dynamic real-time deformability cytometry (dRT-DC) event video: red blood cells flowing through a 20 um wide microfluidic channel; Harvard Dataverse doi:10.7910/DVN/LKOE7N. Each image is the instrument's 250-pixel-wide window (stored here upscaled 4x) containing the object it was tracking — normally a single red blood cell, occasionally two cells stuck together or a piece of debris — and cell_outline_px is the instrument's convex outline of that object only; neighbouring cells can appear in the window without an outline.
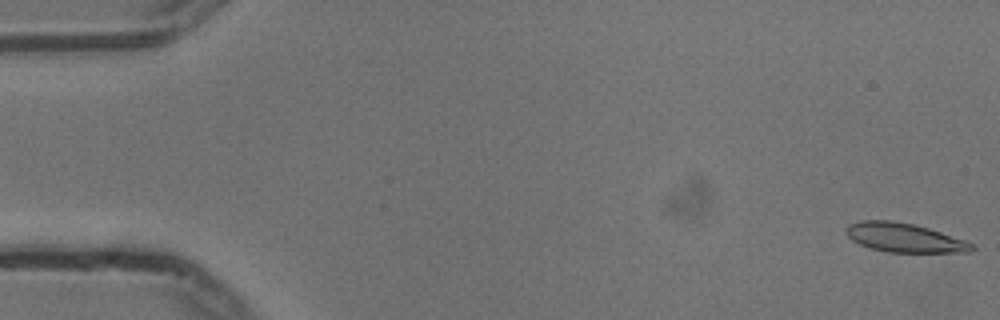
{"species": "common noctule bat (a hibernating species)", "species_latin": "Nyctalus noctula", "temperature_condition": "cold", "stored_images_in_passage": 8, "camera_frame_rate_fps": 3000, "um_per_image_px": 0.085, "animal": {"sex": "male", "body_mass_g": 13.3}, "frame": {"image": 1, "passage_image": 1, "time_ms": 0.0, "image_size_px": [1000, 320], "cell_outline_px": [[976, 248], [972, 252], [888, 252], [872, 248], [860, 244], [852, 240], [844, 232], [844, 228], [848, 224], [860, 220], [892, 220], [912, 224], [928, 228], [964, 240], [972, 244]], "centroid_in_image_um": [76.82, 20.19], "position_along_channel_um": 8.2, "area_um2": 21.21}}